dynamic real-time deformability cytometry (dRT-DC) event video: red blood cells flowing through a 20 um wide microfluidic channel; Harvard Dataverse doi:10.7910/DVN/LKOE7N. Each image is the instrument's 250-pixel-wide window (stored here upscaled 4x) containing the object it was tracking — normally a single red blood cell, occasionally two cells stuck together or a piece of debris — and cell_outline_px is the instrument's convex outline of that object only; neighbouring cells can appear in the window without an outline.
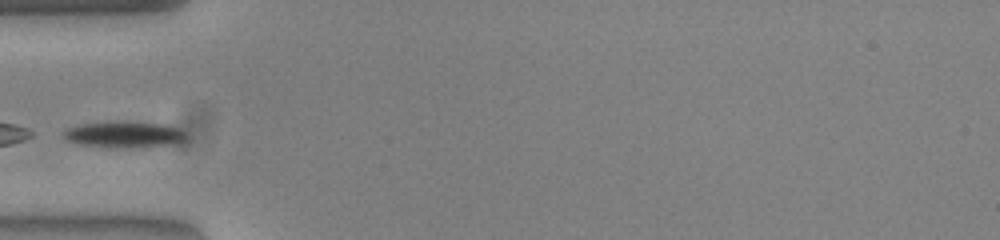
{"species": "common noctule bat (a hibernating species)", "species_latin": "Nyctalus noctula", "temperature_condition": "warm", "stored_images_in_passage": 25, "camera_frame_rate_fps": 3000, "um_per_image_px": 0.085, "animal": {"sex": "female", "body_mass_g": 23.0, "forearm_length_mm": 53.4}, "frame": {"image": 1, "passage_image": 1, "time_ms": 0.0, "image_size_px": [1000, 240], "cell_outline_px": [[188, 140], [180, 144], [140, 148], [108, 148], [80, 144], [64, 140], [60, 132], [64, 128], [80, 124], [116, 120], [124, 120], [164, 124], [176, 128], [184, 132], [188, 136]], "centroid_in_image_um": [10.54, 11.44], "position_along_channel_um": 74.5, "area_um2": 19.94}}